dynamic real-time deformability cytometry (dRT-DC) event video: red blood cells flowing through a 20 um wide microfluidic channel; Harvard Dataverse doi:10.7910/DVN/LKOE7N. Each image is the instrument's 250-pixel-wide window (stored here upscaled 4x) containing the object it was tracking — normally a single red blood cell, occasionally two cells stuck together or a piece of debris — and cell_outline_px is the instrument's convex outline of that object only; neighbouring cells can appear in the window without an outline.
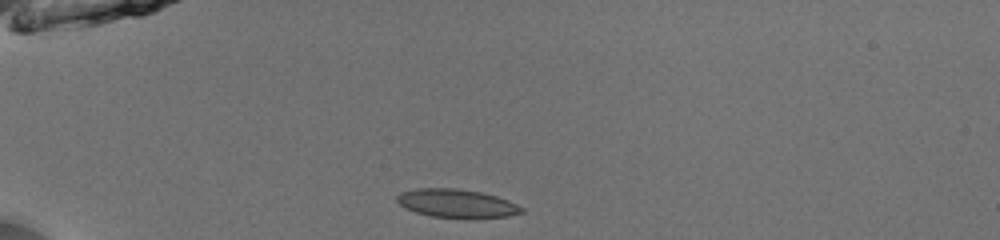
{"species": "common noctule bat (a hibernating species)", "species_latin": "Nyctalus noctula", "temperature_condition": "room temperature", "stored_images_in_passage": 38, "camera_frame_rate_fps": 3000, "um_per_image_px": 0.085, "animal": {"sex": "male", "body_mass_g": 13.0, "forearm_length_mm": 53.1}, "frame": {"image": 1, "passage_image": 1, "time_ms": 0.0, "image_size_px": [1000, 240], "cell_outline_px": [[524, 212], [508, 216], [432, 216], [416, 212], [404, 208], [396, 200], [396, 196], [400, 192], [416, 188], [456, 188], [480, 192], [496, 196], [508, 200], [524, 208]], "centroid_in_image_um": [38.77, 17.25], "position_along_channel_um": 46.2, "area_um2": 20.06}}
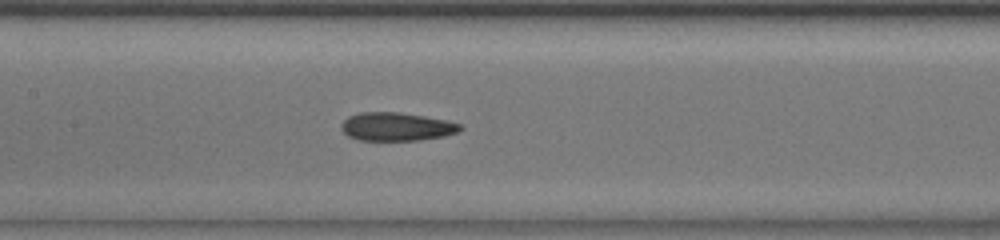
{"frame": {"image": 2, "passage_image": 13, "time_ms": 4.0, "image_size_px": [1000, 240], "cell_outline_px": [[464, 128], [460, 132], [444, 136], [420, 140], [360, 140], [348, 136], [340, 128], [340, 124], [348, 116], [360, 112], [400, 112], [448, 120], [460, 124]], "centroid_in_image_um": [33.72, 10.76], "position_along_channel_um": 173.7, "area_um2": 19.83}}
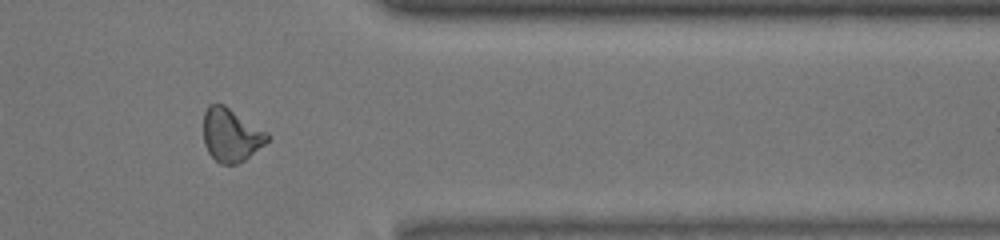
{"frame": {"image": 3, "passage_image": 30, "time_ms": 9.667, "image_size_px": [1000, 240], "cell_outline_px": [[268, 140], [264, 144], [244, 160], [236, 164], [220, 164], [208, 152], [204, 144], [204, 112], [208, 104], [224, 104], [268, 132]], "centroid_in_image_um": [19.62, 11.46], "position_along_channel_um": 391.8, "area_um2": 19.71}, "authors_computed_cell_mechanics": {"area_um2": 19.8832, "velocity_mm_per_s": 3.9607, "shape_relaxation_time_tau1_ms": null, "shape_relaxation_time_tau2_ms": 2.6646, "deformation_change_tau1": null, "deformation_change_tau2": 0.0985}}